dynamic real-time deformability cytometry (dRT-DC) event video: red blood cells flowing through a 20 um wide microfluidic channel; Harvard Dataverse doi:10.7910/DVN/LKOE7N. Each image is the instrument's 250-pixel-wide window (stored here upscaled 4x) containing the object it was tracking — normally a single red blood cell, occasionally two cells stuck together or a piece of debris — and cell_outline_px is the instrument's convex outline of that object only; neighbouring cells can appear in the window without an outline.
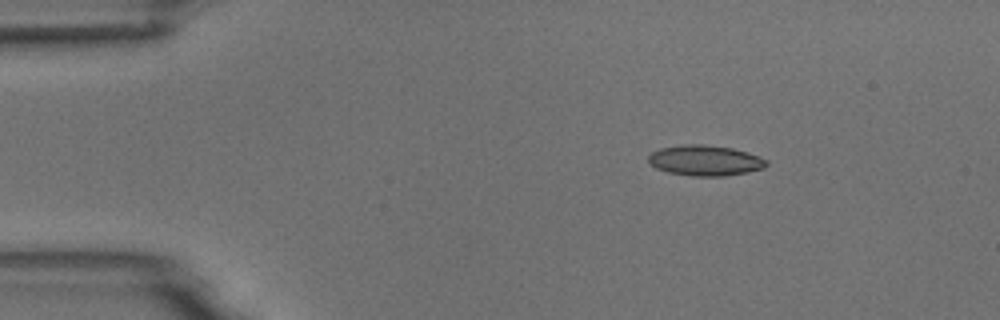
{"species": "common noctule bat (a hibernating species)", "species_latin": "Nyctalus noctula", "temperature_condition": "room temperature", "stored_images_in_passage": 4, "camera_frame_rate_fps": 3000, "um_per_image_px": 0.085, "animal": {"sex": "male", "body_mass_g": 18.8}, "frame": {"image": 1, "passage_image": 2, "time_ms": 1.0, "image_size_px": [1000, 320], "cell_outline_px": [[768, 164], [764, 168], [748, 172], [724, 176], [692, 176], [668, 172], [656, 168], [648, 160], [648, 156], [652, 152], [660, 148], [684, 144], [704, 144], [732, 148], [748, 152], [768, 160]], "centroid_in_image_um": [59.95, 13.64], "position_along_channel_um": 25.0, "area_um2": 21.04}}
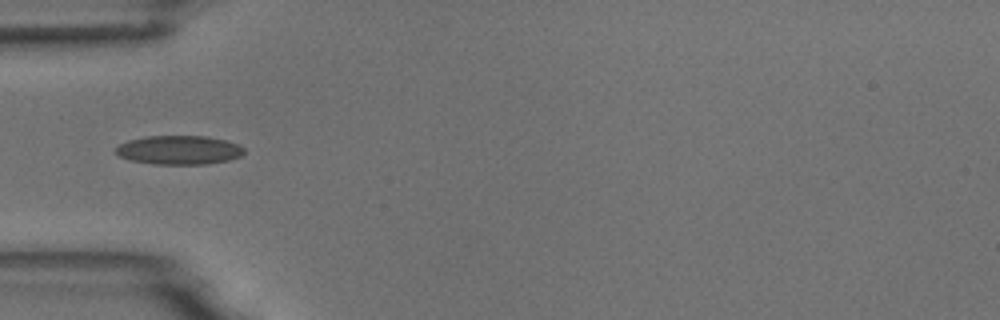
{"frame": {"image": 2, "passage_image": 4, "time_ms": 4.0, "image_size_px": [1000, 320], "cell_outline_px": [[244, 152], [240, 156], [228, 160], [204, 164], [152, 164], [128, 160], [120, 156], [116, 152], [116, 148], [120, 144], [128, 140], [148, 136], [208, 136], [224, 140], [236, 144], [244, 148]], "centroid_in_image_um": [15.19, 12.75], "position_along_channel_um": 69.8, "area_um2": 21.5}}